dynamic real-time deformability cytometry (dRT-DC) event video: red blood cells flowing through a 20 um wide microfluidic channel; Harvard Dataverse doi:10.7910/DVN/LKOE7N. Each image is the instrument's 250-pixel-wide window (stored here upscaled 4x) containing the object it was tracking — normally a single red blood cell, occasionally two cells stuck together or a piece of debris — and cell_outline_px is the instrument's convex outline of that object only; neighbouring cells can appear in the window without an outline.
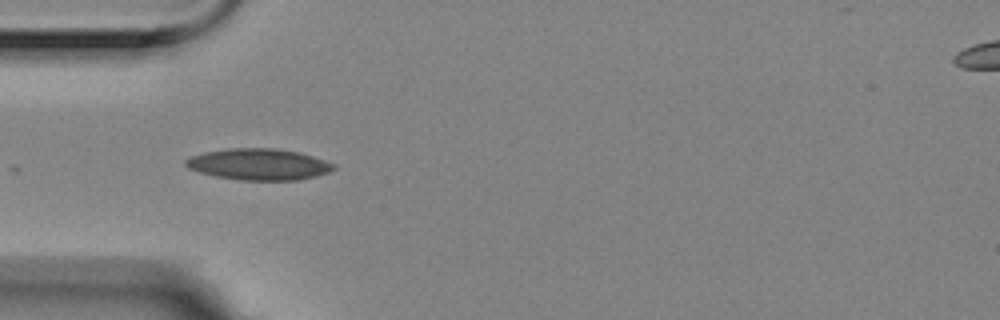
{"species": "Egyptian fruit bat (a non-hibernating species)", "species_latin": "Rousettus aegyptiacus", "temperature_condition": "room temperature", "stored_images_in_passage": 8, "camera_frame_rate_fps": 3000, "um_per_image_px": 0.085, "animal": {"sex": "female"}, "frame": {"image": 1, "passage_image": 5, "time_ms": 1.333, "image_size_px": [1000, 320], "cell_outline_px": [[336, 168], [328, 172], [316, 176], [300, 180], [240, 180], [216, 176], [200, 172], [188, 168], [184, 164], [184, 160], [192, 156], [204, 152], [228, 148], [276, 148], [300, 152], [336, 164]], "centroid_in_image_um": [22.01, 13.96], "position_along_channel_um": 63.0, "area_um2": 27.11}}
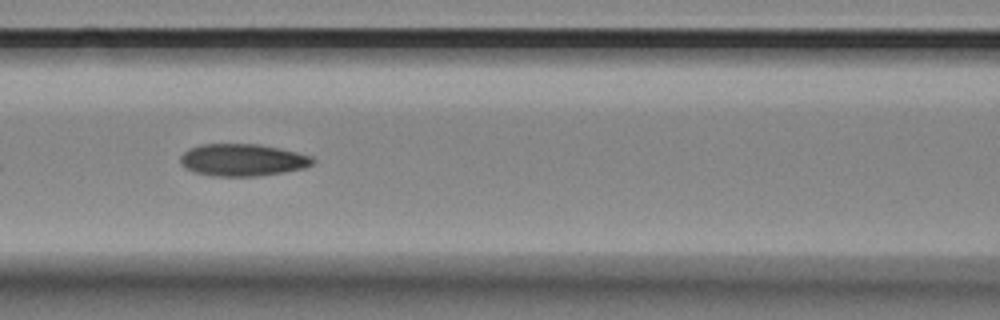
{"frame": {"image": 2, "passage_image": 7, "time_ms": 2.0, "image_size_px": [1000, 320], "cell_outline_px": [[316, 164], [304, 168], [284, 172], [256, 176], [212, 176], [196, 172], [180, 164], [180, 156], [188, 148], [200, 144], [256, 144], [280, 148], [312, 156], [316, 160]], "centroid_in_image_um": [20.65, 13.59], "position_along_channel_um": 146.0, "area_um2": 24.91}}
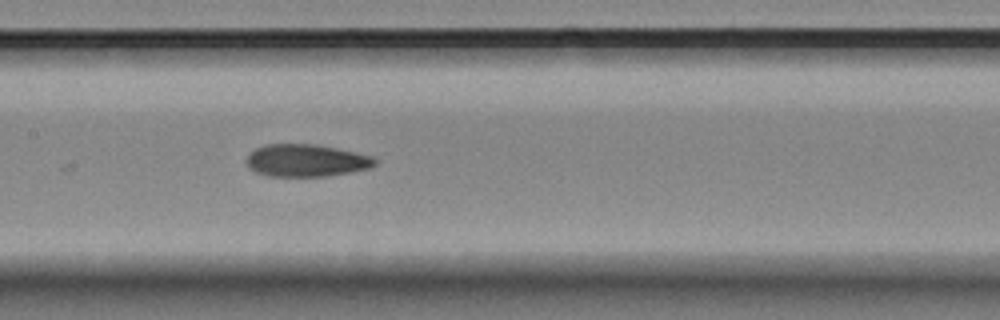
{"frame": {"image": 3, "passage_image": 8, "time_ms": 2.333, "image_size_px": [1000, 320], "cell_outline_px": [[380, 160], [372, 168], [328, 176], [268, 176], [256, 172], [248, 168], [244, 160], [256, 148], [264, 144], [316, 144], [356, 152], [372, 156]], "centroid_in_image_um": [26.05, 13.64], "position_along_channel_um": 181.4, "area_um2": 24.51}}